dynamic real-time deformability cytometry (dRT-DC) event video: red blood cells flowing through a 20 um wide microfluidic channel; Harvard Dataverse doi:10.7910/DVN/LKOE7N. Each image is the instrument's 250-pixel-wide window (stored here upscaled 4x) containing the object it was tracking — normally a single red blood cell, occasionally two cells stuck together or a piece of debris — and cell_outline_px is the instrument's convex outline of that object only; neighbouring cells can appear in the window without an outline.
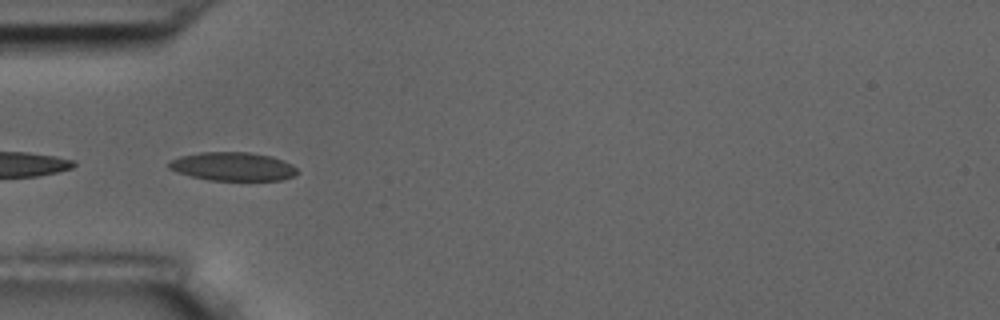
{"species": "common noctule bat (a hibernating species)", "species_latin": "Nyctalus noctula", "temperature_condition": "room temperature", "stored_images_in_passage": 6, "camera_frame_rate_fps": 3000, "um_per_image_px": 0.085, "animal": {"sex": "male", "body_mass_g": 17.5, "forearm_length_mm": 52.3}, "frame": {"image": 1, "passage_image": 4, "time_ms": 3.667, "image_size_px": [1000, 320], "cell_outline_px": [[296, 176], [280, 180], [208, 180], [192, 176], [168, 168], [168, 160], [180, 156], [200, 152], [248, 152], [272, 156], [284, 160], [292, 164], [296, 168]], "centroid_in_image_um": [19.8, 14.14], "position_along_channel_um": 65.2, "area_um2": 21.39}}